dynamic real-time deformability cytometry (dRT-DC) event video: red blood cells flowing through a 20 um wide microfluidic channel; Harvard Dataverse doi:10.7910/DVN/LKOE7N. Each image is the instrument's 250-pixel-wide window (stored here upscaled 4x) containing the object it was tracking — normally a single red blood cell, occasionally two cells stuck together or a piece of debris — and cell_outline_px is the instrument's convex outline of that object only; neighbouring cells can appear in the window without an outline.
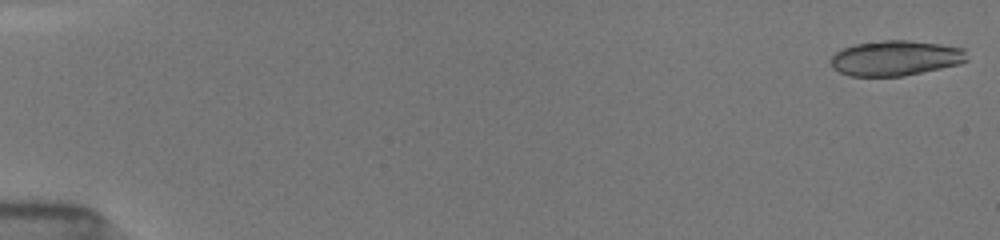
{"species": "common noctule bat (a hibernating species)", "species_latin": "Nyctalus noctula", "temperature_condition": "room temperature", "stored_images_in_passage": 33, "camera_frame_rate_fps": 3000, "um_per_image_px": 0.085, "animal": {"sex": "female", "body_mass_g": 19.5, "forearm_length_mm": 54.1}, "frame": {"image": 1, "passage_image": 1, "time_ms": 0.0, "image_size_px": [1000, 240], "cell_outline_px": [[968, 60], [960, 64], [904, 76], [848, 76], [832, 68], [832, 56], [840, 48], [856, 44], [884, 40], [908, 40], [940, 44], [964, 48]], "centroid_in_image_um": [76.12, 4.94], "position_along_channel_um": 8.9, "area_um2": 27.98}}
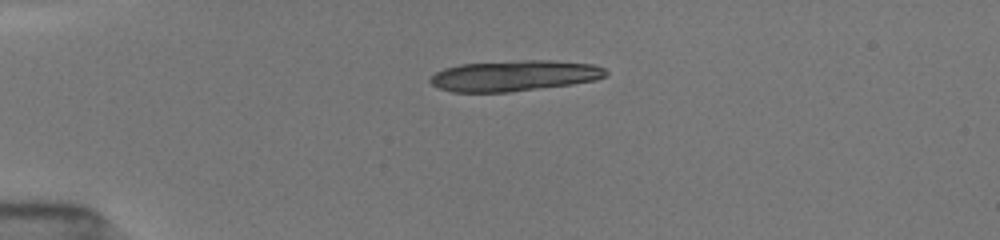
{"frame": {"image": 2, "passage_image": 14, "time_ms": 4.0, "image_size_px": [1000, 240], "cell_outline_px": [[608, 72], [604, 76], [596, 80], [572, 84], [512, 92], [452, 92], [440, 88], [432, 84], [428, 80], [436, 72], [444, 68], [460, 64], [520, 60], [552, 60], [592, 64], [604, 68]], "centroid_in_image_um": [43.71, 6.43], "position_along_channel_um": 41.3, "area_um2": 31.56}}
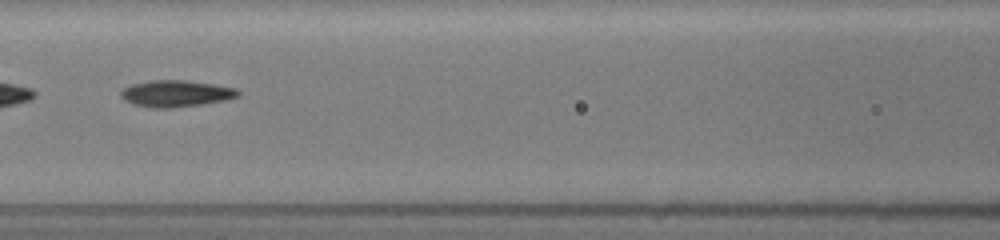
{"frame": {"image": 3, "passage_image": 27, "time_ms": 8.0, "image_size_px": [1000, 240], "cell_outline_px": [[240, 96], [224, 100], [200, 104], [172, 108], [152, 108], [132, 104], [124, 100], [120, 96], [120, 92], [124, 88], [132, 84], [148, 80], [188, 80], [236, 88], [240, 92]], "centroid_in_image_um": [14.93, 7.95], "position_along_channel_um": 151.7, "area_um2": 18.21}}